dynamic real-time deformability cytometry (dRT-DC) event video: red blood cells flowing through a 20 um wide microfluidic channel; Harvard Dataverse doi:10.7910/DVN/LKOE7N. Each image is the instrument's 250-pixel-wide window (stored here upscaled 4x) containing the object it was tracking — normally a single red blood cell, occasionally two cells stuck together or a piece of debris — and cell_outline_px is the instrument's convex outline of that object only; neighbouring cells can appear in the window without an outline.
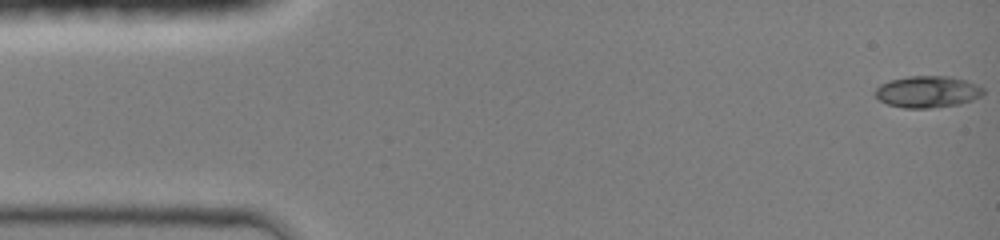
{"species": "common noctule bat (a hibernating species)", "species_latin": "Nyctalus noctula", "temperature_condition": "room temperature", "stored_images_in_passage": 47, "camera_frame_rate_fps": 3000, "um_per_image_px": 0.085, "animal": {"sex": "female", "body_mass_g": 19.0, "forearm_length_mm": 51.5}, "frame": {"image": 1, "passage_image": 1, "time_ms": 0.0, "image_size_px": [1000, 240], "cell_outline_px": [[984, 92], [980, 96], [972, 100], [960, 104], [928, 108], [904, 108], [888, 104], [880, 100], [876, 96], [876, 88], [880, 84], [888, 80], [908, 76], [948, 76], [964, 80], [976, 84], [984, 88]], "centroid_in_image_um": [78.83, 7.79], "position_along_channel_um": 6.2, "area_um2": 19.88}}
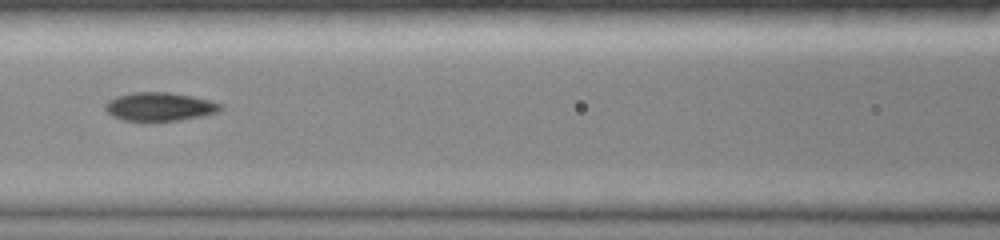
{"frame": {"image": 2, "passage_image": 21, "time_ms": 6.333, "image_size_px": [1000, 240], "cell_outline_px": [[224, 108], [220, 112], [204, 116], [176, 120], [124, 120], [112, 116], [104, 108], [104, 104], [108, 100], [116, 96], [132, 92], [168, 92], [192, 96], [208, 100], [220, 104]], "centroid_in_image_um": [13.57, 9.05], "position_along_channel_um": 153.0, "area_um2": 19.07}}
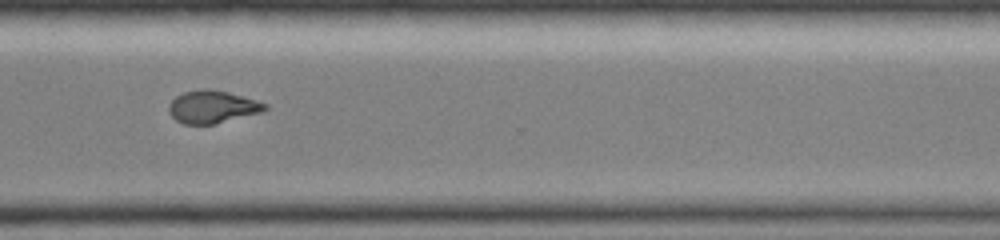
{"frame": {"image": 3, "passage_image": 46, "time_ms": 11.0, "image_size_px": [1000, 240], "cell_outline_px": [[268, 108], [264, 112], [212, 124], [184, 124], [176, 120], [168, 112], [168, 104], [176, 96], [184, 92], [204, 88], [208, 88], [228, 92], [256, 100], [268, 104]], "centroid_in_image_um": [18.06, 9.08], "position_along_channel_um": 352.5, "area_um2": 18.32}}